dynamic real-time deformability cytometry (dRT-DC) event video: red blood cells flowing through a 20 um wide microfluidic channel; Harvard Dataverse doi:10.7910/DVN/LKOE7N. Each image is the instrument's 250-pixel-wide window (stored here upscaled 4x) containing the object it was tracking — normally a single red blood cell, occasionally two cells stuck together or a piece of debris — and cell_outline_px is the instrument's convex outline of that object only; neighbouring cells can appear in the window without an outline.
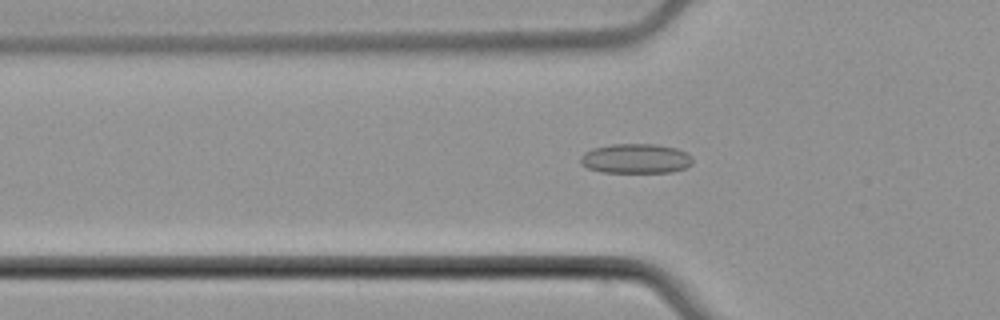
{"species": "common noctule bat (a hibernating species)", "species_latin": "Nyctalus noctula", "temperature_condition": "cold", "stored_images_in_passage": 50, "camera_frame_rate_fps": 3000, "um_per_image_px": 0.085, "animal": {"sex": "male", "body_mass_g": 21.5, "forearm_length_mm": 52.0}, "frame": {"image": 1, "passage_image": 14, "time_ms": 4.333, "image_size_px": [1000, 320], "cell_outline_px": [[692, 164], [684, 168], [672, 172], [600, 172], [588, 168], [580, 164], [580, 156], [584, 152], [592, 148], [612, 144], [656, 144], [676, 148], [692, 156]], "centroid_in_image_um": [54.01, 13.48], "position_along_channel_um": 71.8, "area_um2": 19.48}}
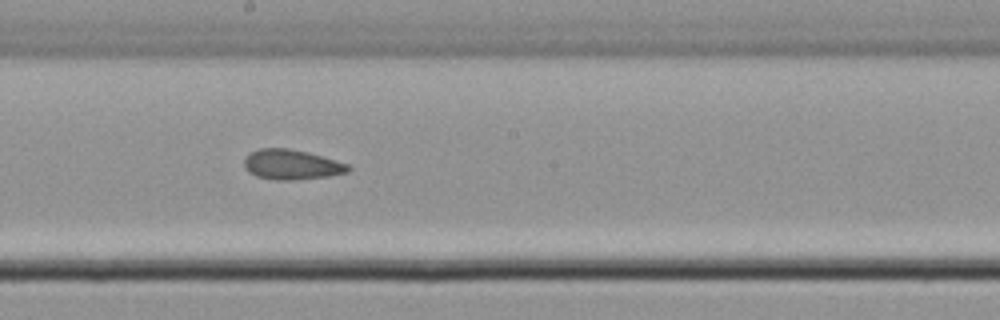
{"frame": {"image": 2, "passage_image": 26, "time_ms": 8.333, "image_size_px": [1000, 320], "cell_outline_px": [[352, 168], [348, 172], [328, 176], [292, 180], [272, 180], [256, 176], [248, 172], [244, 168], [244, 160], [252, 152], [260, 148], [288, 148], [308, 152], [348, 164]], "centroid_in_image_um": [24.78, 14.0], "position_along_channel_um": 223.4, "area_um2": 18.15}}
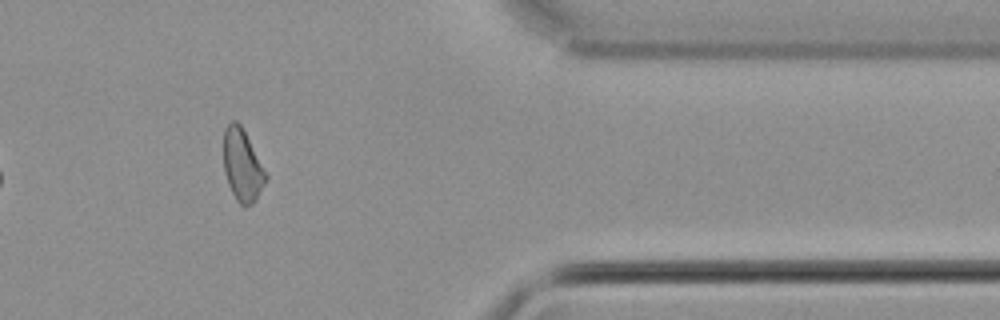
{"frame": {"image": 3, "passage_image": 41, "time_ms": 13.333, "image_size_px": [1000, 320], "cell_outline_px": [[268, 176], [256, 200], [252, 204], [240, 204], [236, 200], [228, 184], [224, 172], [224, 128], [232, 120], [236, 120], [240, 124]], "centroid_in_image_um": [20.58, 14.05], "position_along_channel_um": 390.8, "area_um2": 17.4}, "authors_computed_cell_mechanics": {"area_um2": 18.207, "velocity_mm_per_s": 3.7957, "shape_relaxation_time_tau1_ms": null, "shape_relaxation_time_tau2_ms": 2.0915, "deformation_change_tau1": null, "deformation_change_tau2": 0.0868}}